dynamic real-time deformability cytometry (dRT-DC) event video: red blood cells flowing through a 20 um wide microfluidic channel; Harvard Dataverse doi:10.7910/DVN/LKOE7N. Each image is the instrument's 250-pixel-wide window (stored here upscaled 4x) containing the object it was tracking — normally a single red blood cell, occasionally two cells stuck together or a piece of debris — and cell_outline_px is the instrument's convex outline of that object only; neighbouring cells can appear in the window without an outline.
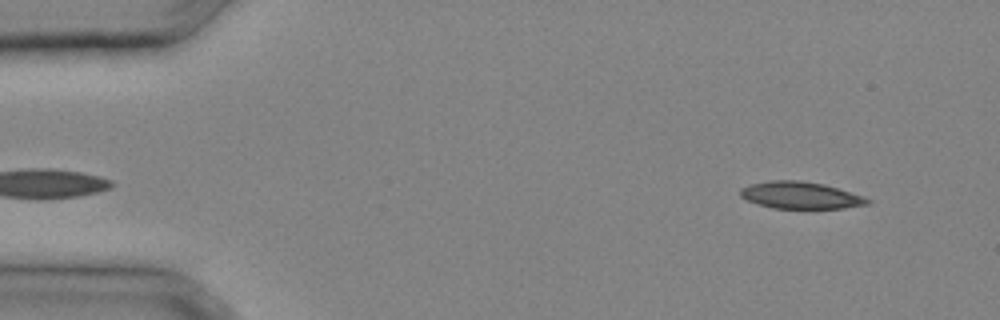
{"species": "common noctule bat (a hibernating species)", "species_latin": "Nyctalus noctula", "temperature_condition": "cold", "stored_images_in_passage": 29, "camera_frame_rate_fps": 3000, "um_per_image_px": 0.085, "animal": {"sex": "male", "body_mass_g": 20.4}, "frame": {"image": 1, "passage_image": 1, "time_ms": 0.0, "image_size_px": [1000, 320], "cell_outline_px": [[872, 200], [868, 204], [844, 208], [772, 208], [756, 204], [740, 196], [740, 188], [748, 184], [772, 180], [800, 180], [824, 184], [864, 196]], "centroid_in_image_um": [68.02, 16.59], "position_along_channel_um": 17.0, "area_um2": 20.06}}
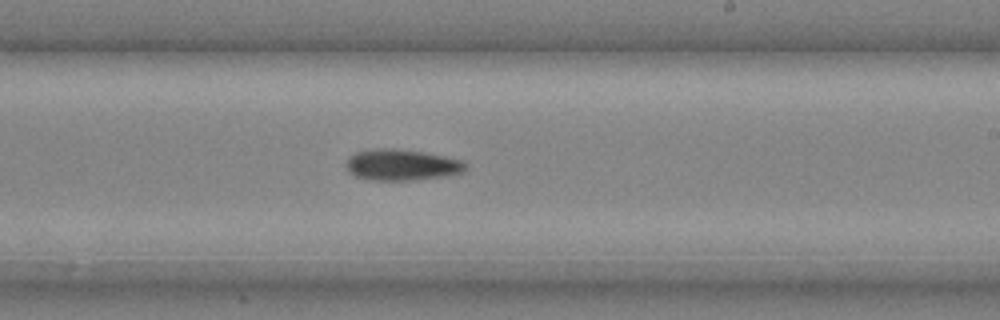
{"frame": {"image": 2, "passage_image": 17, "time_ms": 5.333, "image_size_px": [1000, 320], "cell_outline_px": [[468, 168], [464, 172], [444, 176], [416, 180], [376, 180], [356, 176], [348, 172], [348, 156], [356, 152], [380, 148], [392, 148], [420, 152], [444, 156], [464, 160], [468, 164]], "centroid_in_image_um": [34.21, 14.02], "position_along_channel_um": 254.8, "area_um2": 21.56}}
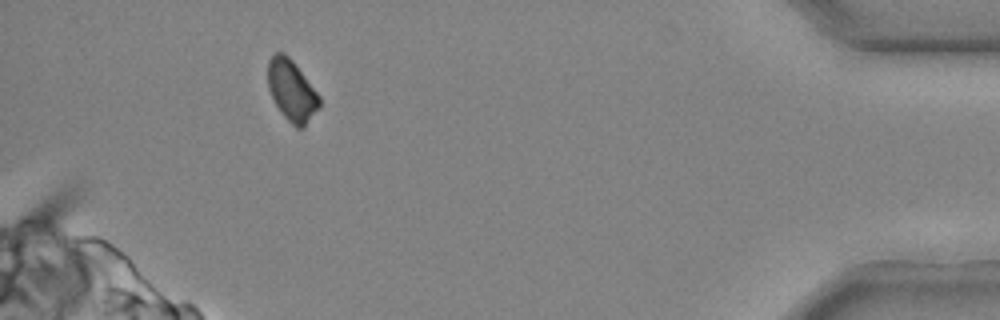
{"frame": {"image": 3, "passage_image": 27, "time_ms": 8.667, "image_size_px": [1000, 320], "cell_outline_px": [[320, 108], [304, 128], [296, 128], [284, 116], [276, 104], [268, 88], [268, 60], [276, 52], [284, 52], [292, 60], [320, 96]], "centroid_in_image_um": [24.81, 7.71], "position_along_channel_um": 410.4, "area_um2": 18.26}}